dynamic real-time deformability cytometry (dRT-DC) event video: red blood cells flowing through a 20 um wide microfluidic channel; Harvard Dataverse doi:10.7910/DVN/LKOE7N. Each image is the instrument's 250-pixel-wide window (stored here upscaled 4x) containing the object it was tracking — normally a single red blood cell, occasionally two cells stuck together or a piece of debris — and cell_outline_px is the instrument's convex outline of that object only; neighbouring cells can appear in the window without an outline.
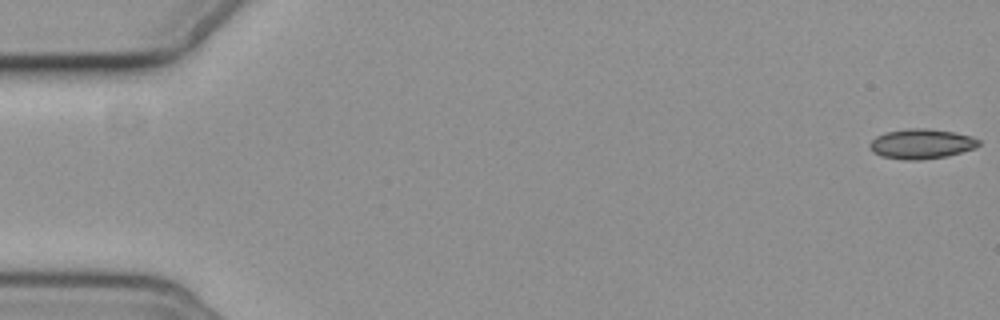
{"species": "common noctule bat (a hibernating species)", "species_latin": "Nyctalus noctula", "temperature_condition": "cold", "stored_images_in_passage": 4, "camera_frame_rate_fps": 3000, "um_per_image_px": 0.085, "animal": {"sex": "female", "body_mass_g": 19.3, "forearm_length_mm": 54.1}, "frame": {"image": 1, "passage_image": 1, "time_ms": 0.0, "image_size_px": [1000, 320], "cell_outline_px": [[980, 144], [976, 148], [948, 156], [920, 160], [904, 160], [880, 156], [872, 152], [868, 144], [876, 136], [884, 132], [908, 128], [928, 128], [952, 132], [972, 136], [980, 140]], "centroid_in_image_um": [78.31, 12.23], "position_along_channel_um": 6.7, "area_um2": 19.25}}